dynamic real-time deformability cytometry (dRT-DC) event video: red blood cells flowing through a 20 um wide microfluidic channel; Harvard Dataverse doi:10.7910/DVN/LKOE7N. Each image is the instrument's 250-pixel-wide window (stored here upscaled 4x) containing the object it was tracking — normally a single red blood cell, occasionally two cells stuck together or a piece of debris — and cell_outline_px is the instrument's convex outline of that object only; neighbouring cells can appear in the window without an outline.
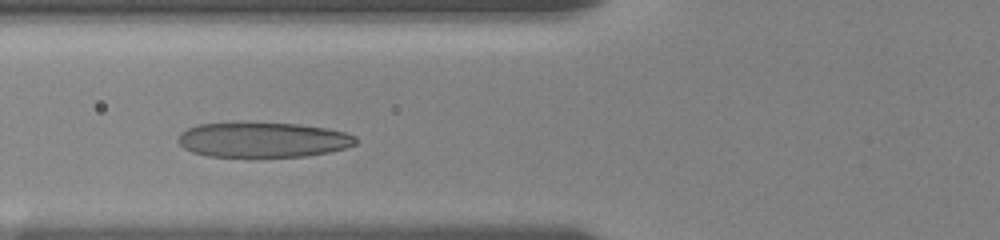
{"species": "human", "species_latin": "Homo sapiens", "temperature_condition": "room temperature", "stored_images_in_passage": 38, "camera_frame_rate_fps": 3000, "um_per_image_px": 0.085, "donor": {"sex": "female"}, "frame": {"image": 1, "passage_image": 12, "time_ms": 3.667, "image_size_px": [1000, 240], "cell_outline_px": [[356, 144], [344, 148], [328, 152], [308, 156], [252, 160], [208, 156], [192, 152], [184, 148], [176, 140], [180, 132], [196, 124], [296, 124], [328, 128], [344, 132], [356, 136]], "centroid_in_image_um": [22.32, 11.95], "position_along_channel_um": 103.5, "area_um2": 37.11}}
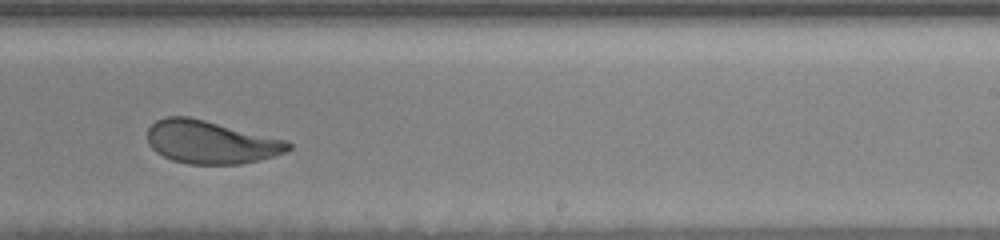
{"frame": {"image": 2, "passage_image": 26, "time_ms": 8.333, "image_size_px": [1000, 240], "cell_outline_px": [[292, 148], [284, 152], [272, 156], [240, 164], [188, 164], [172, 160], [156, 152], [148, 144], [148, 128], [156, 120], [168, 116], [188, 116], [288, 140], [292, 144]], "centroid_in_image_um": [17.91, 12.07], "position_along_channel_um": 271.1, "area_um2": 35.2}}
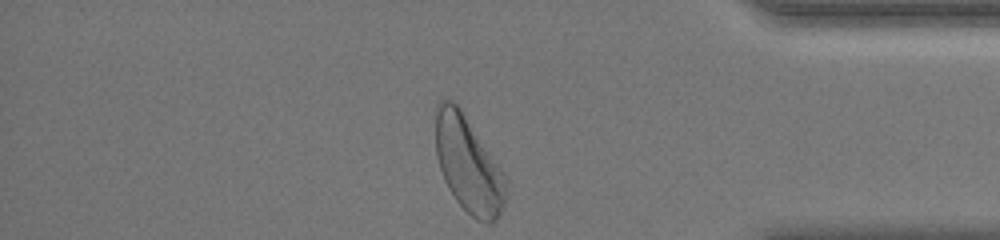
{"frame": {"image": 3, "passage_image": 38, "time_ms": 12.333, "image_size_px": [1000, 240], "cell_outline_px": [[508, 196], [496, 220], [492, 224], [488, 224], [476, 220], [456, 200], [448, 188], [444, 180], [436, 156], [436, 104], [440, 100], [452, 100], [460, 108], [508, 176]], "centroid_in_image_um": [39.86, 14.01], "position_along_channel_um": 395.3, "area_um2": 39.88}, "authors_computed_cell_mechanics": {"area_um2": 36.8475, "velocity_mm_per_s": 3.5964, "shape_relaxation_time_tau1_ms": 3.6388, "shape_relaxation_time_tau2_ms": 1.1091, "deformation_change_tau1": 0.1561, "deformation_change_tau2": 0.088}}